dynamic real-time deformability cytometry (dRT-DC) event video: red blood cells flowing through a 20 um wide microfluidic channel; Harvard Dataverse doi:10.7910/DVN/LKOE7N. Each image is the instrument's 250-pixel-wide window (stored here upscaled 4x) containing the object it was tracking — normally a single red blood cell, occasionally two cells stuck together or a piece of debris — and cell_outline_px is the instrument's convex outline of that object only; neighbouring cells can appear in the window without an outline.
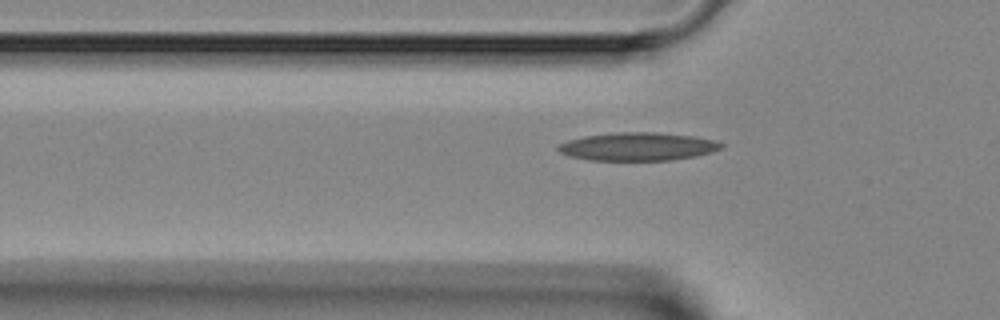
{"species": "Egyptian fruit bat (a non-hibernating species)", "species_latin": "Rousettus aegyptiacus", "temperature_condition": "room temperature", "stored_images_in_passage": 5, "segment_of_instrument_passage": [2, 2], "camera_frame_rate_fps": 3000, "um_per_image_px": 0.085, "animal": {"sex": "female"}, "frame": {"image": 1, "passage_image": 5, "time_ms": 5.333, "image_size_px": [1000, 320], "cell_outline_px": [[724, 144], [720, 148], [712, 152], [696, 156], [672, 160], [592, 160], [572, 156], [560, 152], [556, 148], [560, 144], [568, 140], [584, 136], [616, 132], [656, 132], [692, 136], [716, 140]], "centroid_in_image_um": [54.24, 12.45], "position_along_channel_um": 71.6, "area_um2": 26.59}}